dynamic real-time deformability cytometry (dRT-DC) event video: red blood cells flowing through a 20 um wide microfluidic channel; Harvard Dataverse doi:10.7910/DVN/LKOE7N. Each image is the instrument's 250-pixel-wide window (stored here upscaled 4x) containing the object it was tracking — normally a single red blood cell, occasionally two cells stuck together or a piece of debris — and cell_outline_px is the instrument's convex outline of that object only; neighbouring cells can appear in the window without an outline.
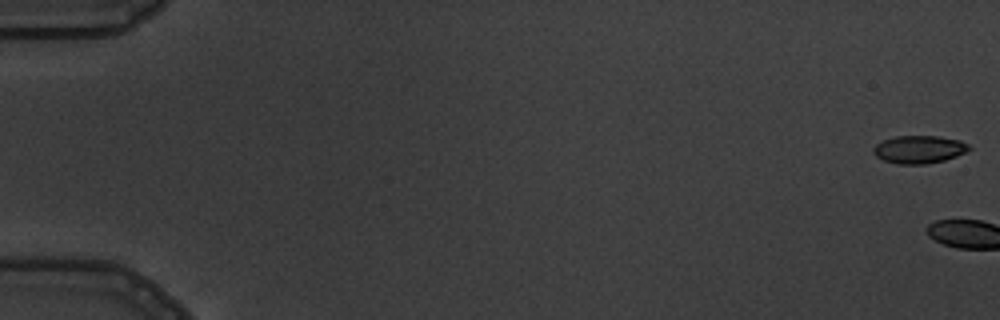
{"species": "common noctule bat (a hibernating species)", "species_latin": "Nyctalus noctula", "temperature_condition": "warm", "stored_images_in_passage": 8, "segment_of_instrument_passage": [1, 2], "camera_frame_rate_fps": 3000, "um_per_image_px": 0.085, "animal": {"sex": "male", "body_mass_g": 19.5, "forearm_length_mm": 54.6}, "frame": {"image": 1, "passage_image": 1, "time_ms": 0.0, "image_size_px": [1000, 320], "cell_outline_px": [[972, 148], [956, 156], [944, 160], [928, 164], [896, 164], [884, 160], [876, 156], [872, 152], [872, 148], [880, 140], [896, 136], [940, 136], [960, 140], [968, 144]], "centroid_in_image_um": [78.09, 12.69], "position_along_channel_um": 6.9, "area_um2": 15.66}}
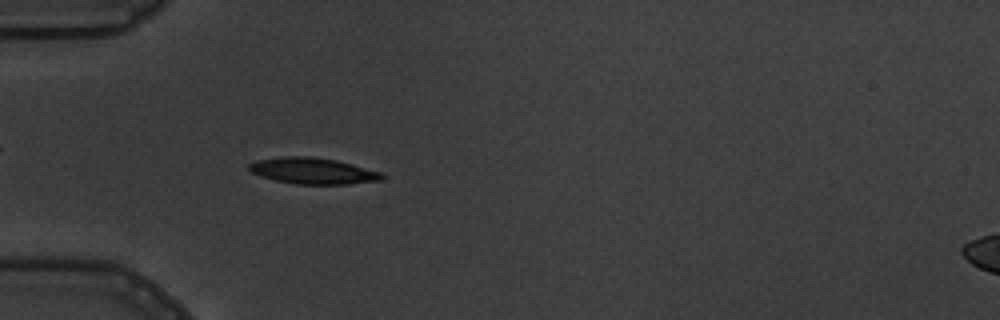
{"frame": {"image": 2, "passage_image": 7, "time_ms": 6.667, "image_size_px": [1000, 320], "cell_outline_px": [[384, 176], [380, 180], [348, 184], [296, 184], [276, 180], [252, 172], [248, 168], [248, 164], [256, 160], [284, 156], [312, 156], [336, 160], [352, 164], [380, 172]], "centroid_in_image_um": [26.58, 14.51], "position_along_channel_um": 58.4, "area_um2": 20.06}}